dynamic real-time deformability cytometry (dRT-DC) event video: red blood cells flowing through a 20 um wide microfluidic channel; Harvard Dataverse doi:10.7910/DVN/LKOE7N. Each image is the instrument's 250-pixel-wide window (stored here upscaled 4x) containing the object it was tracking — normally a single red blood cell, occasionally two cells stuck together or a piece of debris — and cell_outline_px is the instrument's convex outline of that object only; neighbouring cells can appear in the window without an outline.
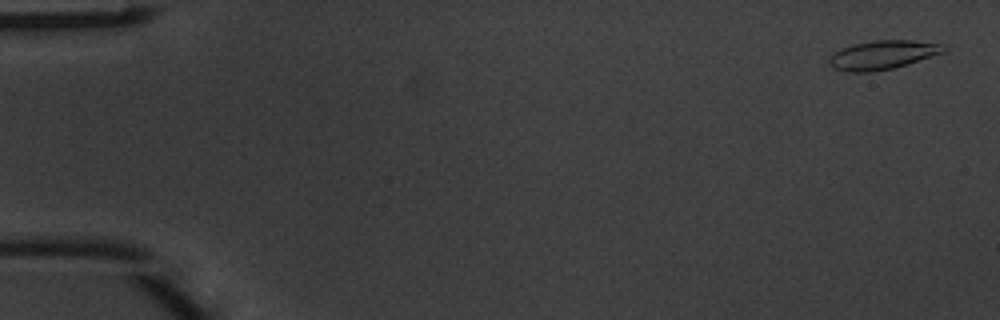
{"species": "common noctule bat (a hibernating species)", "species_latin": "Nyctalus noctula", "temperature_condition": "warm", "stored_images_in_passage": 7, "camera_frame_rate_fps": 3000, "um_per_image_px": 0.085, "animal": {"sex": "male", "body_mass_g": 20.1, "forearm_length_mm": 53.5}, "frame": {"image": 1, "passage_image": 1, "time_ms": 0.0, "image_size_px": [1000, 320], "cell_outline_px": [[948, 48], [944, 52], [908, 64], [892, 68], [872, 72], [848, 72], [836, 68], [828, 60], [836, 52], [852, 44], [876, 40], [912, 40], [944, 44]], "centroid_in_image_um": [75.1, 4.66], "position_along_channel_um": 9.9, "area_um2": 19.02}}
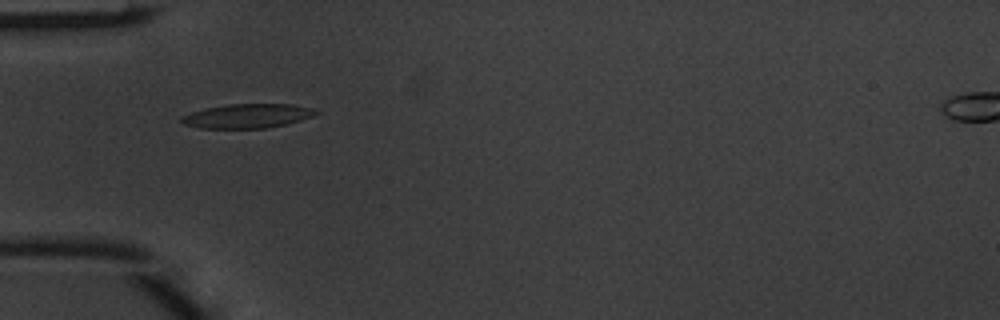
{"frame": {"image": 2, "passage_image": 5, "time_ms": 1.333, "image_size_px": [1000, 320], "cell_outline_px": [[320, 112], [312, 116], [300, 120], [268, 128], [200, 128], [184, 124], [180, 120], [180, 116], [192, 112], [208, 108], [228, 104], [292, 104], [312, 108]], "centroid_in_image_um": [21.02, 9.85], "position_along_channel_um": 64.0, "area_um2": 18.79}}
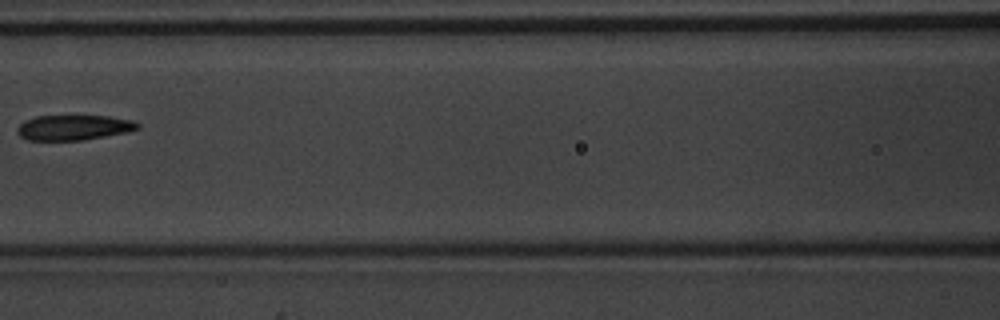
{"frame": {"image": 3, "passage_image": 7, "time_ms": 2.0, "image_size_px": [1000, 320], "cell_outline_px": [[140, 128], [128, 132], [84, 140], [28, 140], [20, 136], [16, 132], [16, 128], [24, 120], [36, 116], [108, 116], [132, 120], [140, 124]], "centroid_in_image_um": [6.26, 10.84], "position_along_channel_um": 160.3, "area_um2": 17.74}}